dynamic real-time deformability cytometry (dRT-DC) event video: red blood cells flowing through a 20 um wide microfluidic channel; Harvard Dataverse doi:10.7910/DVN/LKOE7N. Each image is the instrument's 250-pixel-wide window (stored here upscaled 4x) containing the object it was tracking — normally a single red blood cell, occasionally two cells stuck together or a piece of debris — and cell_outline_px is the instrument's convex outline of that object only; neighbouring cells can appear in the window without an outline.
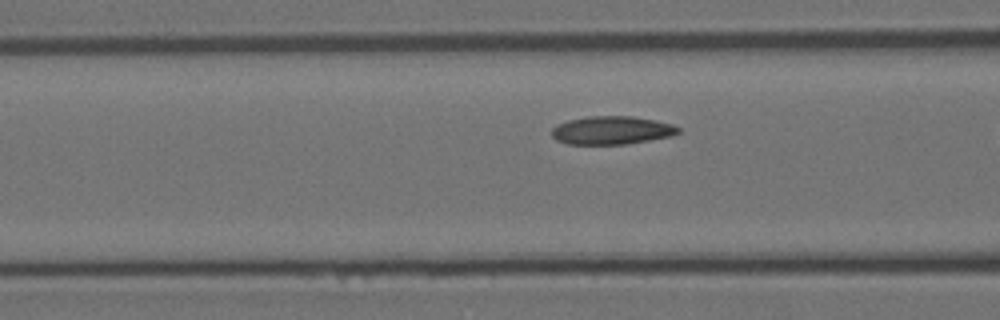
{"species": "Egyptian fruit bat (a non-hibernating species)", "species_latin": "Rousettus aegyptiacus", "temperature_condition": "room temperature", "stored_images_in_passage": 8, "camera_frame_rate_fps": 3000, "um_per_image_px": 0.085, "animal": {"sex": "female"}, "frame": {"image": 1, "passage_image": 6, "time_ms": 1.667, "image_size_px": [1000, 320], "cell_outline_px": [[680, 132], [672, 136], [624, 144], [568, 144], [556, 140], [552, 136], [552, 128], [556, 124], [568, 120], [588, 116], [632, 116], [672, 124], [680, 128]], "centroid_in_image_um": [51.97, 11.07], "position_along_channel_um": 114.6, "area_um2": 20.75}}